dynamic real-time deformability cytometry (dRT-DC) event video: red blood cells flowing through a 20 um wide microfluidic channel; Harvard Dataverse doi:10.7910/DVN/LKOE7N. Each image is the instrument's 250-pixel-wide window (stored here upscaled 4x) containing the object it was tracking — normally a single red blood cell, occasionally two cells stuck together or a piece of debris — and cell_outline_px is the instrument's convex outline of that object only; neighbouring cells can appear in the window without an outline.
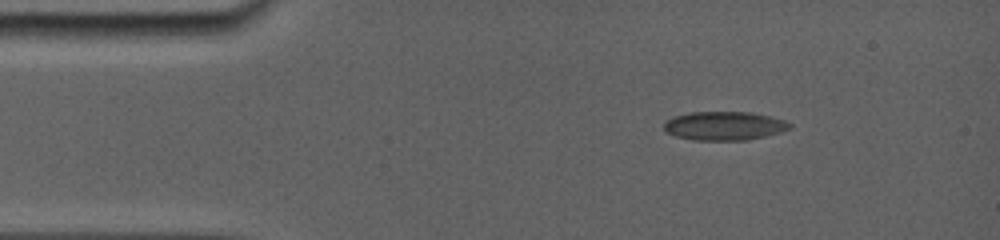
{"species": "common noctule bat (a hibernating species)", "species_latin": "Nyctalus noctula", "temperature_condition": "room temperature", "stored_images_in_passage": 31, "camera_frame_rate_fps": 5000, "um_per_image_px": 0.085, "animal": {"sex": "female", "body_mass_g": 19.0, "forearm_length_mm": 56.7}, "frame": {"image": 1, "passage_image": 3, "time_ms": 1.6, "image_size_px": [1000, 240], "cell_outline_px": [[792, 128], [780, 132], [748, 140], [692, 140], [676, 136], [668, 132], [664, 128], [664, 120], [672, 116], [692, 112], [752, 112], [772, 116], [784, 120], [792, 124]], "centroid_in_image_um": [61.57, 10.69], "position_along_channel_um": 23.4, "area_um2": 21.21}}
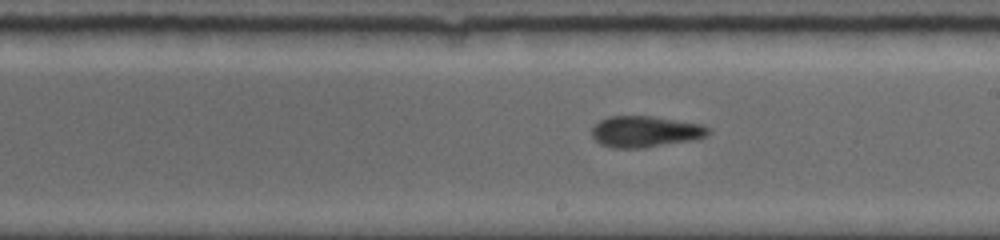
{"frame": {"image": 2, "passage_image": 15, "time_ms": 8.6, "image_size_px": [1000, 240], "cell_outline_px": [[712, 132], [708, 136], [696, 140], [644, 148], [612, 148], [600, 144], [592, 136], [592, 128], [600, 120], [608, 116], [652, 116], [704, 124]], "centroid_in_image_um": [54.9, 11.19], "position_along_channel_um": 234.1, "area_um2": 21.56}}
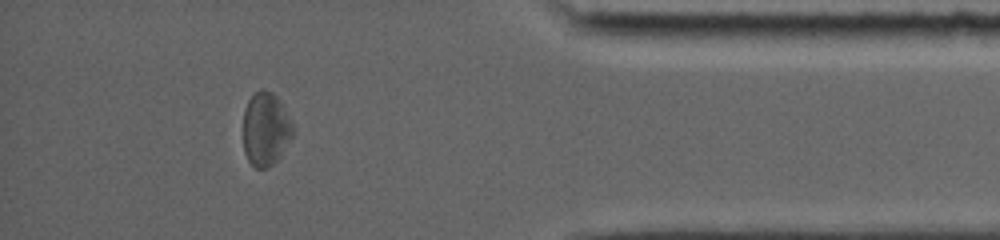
{"frame": {"image": 3, "passage_image": 27, "time_ms": 13.8, "image_size_px": [1000, 240], "cell_outline_px": [[296, 128], [292, 136], [280, 156], [268, 168], [256, 168], [248, 160], [244, 152], [244, 108], [248, 100], [260, 88], [264, 88], [272, 92], [276, 96]], "centroid_in_image_um": [22.59, 10.96], "position_along_channel_um": 412.6, "area_um2": 21.27}, "authors_computed_cell_mechanics": {"area_um2": 21.2126, "velocity_mm_per_s": 3.8451, "shape_relaxation_time_tau1_ms": 3.6549, "shape_relaxation_time_tau2_ms": 2.8309, "deformation_change_tau1": 0.0967, "deformation_change_tau2": 0.091}}